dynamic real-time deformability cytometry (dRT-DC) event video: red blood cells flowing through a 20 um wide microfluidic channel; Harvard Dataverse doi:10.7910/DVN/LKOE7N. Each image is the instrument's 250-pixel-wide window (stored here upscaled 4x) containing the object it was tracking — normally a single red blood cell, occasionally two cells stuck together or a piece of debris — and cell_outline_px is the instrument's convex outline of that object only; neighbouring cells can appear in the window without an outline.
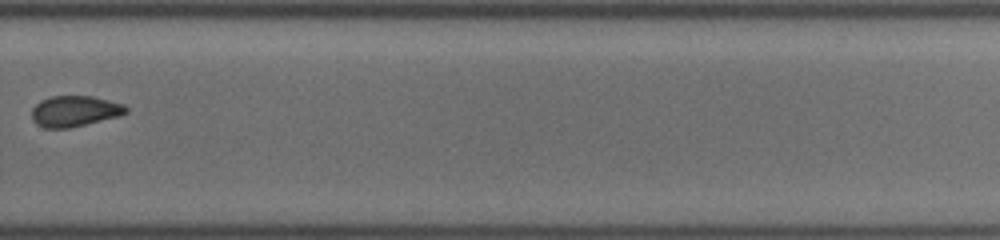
{"species": "common noctule bat (a hibernating species)", "species_latin": "Nyctalus noctula", "temperature_condition": "cold", "stored_images_in_passage": 25, "camera_frame_rate_fps": 3000, "um_per_image_px": 0.085, "animal": {"sex": "female", "body_mass_g": 19.5, "forearm_length_mm": 54.1}, "frame": {"image": 1, "passage_image": 25, "time_ms": 12.667, "image_size_px": [1000, 240], "cell_outline_px": [[128, 112], [120, 116], [68, 128], [44, 128], [36, 124], [32, 120], [32, 108], [40, 100], [52, 96], [92, 96], [124, 104], [128, 108]], "centroid_in_image_um": [6.34, 9.45], "position_along_channel_um": 323.5, "area_um2": 16.99}}